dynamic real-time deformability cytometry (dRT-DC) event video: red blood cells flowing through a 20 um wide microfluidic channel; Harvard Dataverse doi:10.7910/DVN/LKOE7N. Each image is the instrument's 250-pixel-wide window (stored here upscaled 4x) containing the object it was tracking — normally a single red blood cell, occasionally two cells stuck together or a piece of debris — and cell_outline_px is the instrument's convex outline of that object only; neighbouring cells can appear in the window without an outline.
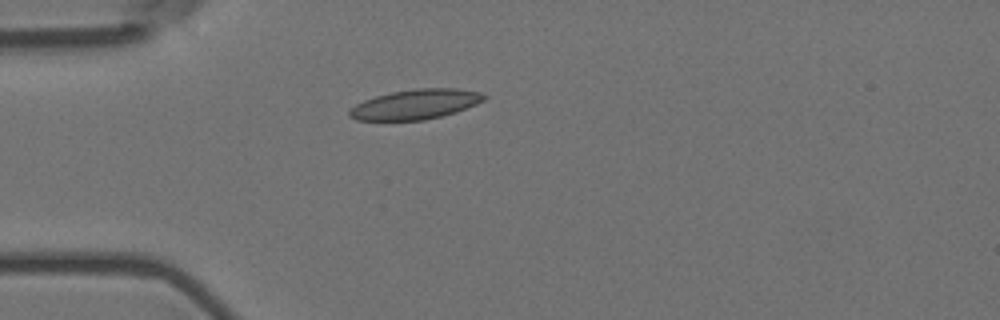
{"species": "Egyptian fruit bat (a non-hibernating species)", "species_latin": "Rousettus aegyptiacus", "temperature_condition": "room temperature", "stored_images_in_passage": 2, "camera_frame_rate_fps": 3000, "um_per_image_px": 0.085, "animal": {"sex": "female"}, "frame": {"image": 1, "passage_image": 2, "time_ms": 0.333, "image_size_px": [1000, 320], "cell_outline_px": [[488, 96], [484, 100], [476, 104], [456, 112], [424, 120], [356, 120], [348, 116], [348, 112], [356, 104], [364, 100], [376, 96], [392, 92], [416, 88], [456, 88], [480, 92]], "centroid_in_image_um": [35.33, 8.86], "position_along_channel_um": 49.7, "area_um2": 23.35}}